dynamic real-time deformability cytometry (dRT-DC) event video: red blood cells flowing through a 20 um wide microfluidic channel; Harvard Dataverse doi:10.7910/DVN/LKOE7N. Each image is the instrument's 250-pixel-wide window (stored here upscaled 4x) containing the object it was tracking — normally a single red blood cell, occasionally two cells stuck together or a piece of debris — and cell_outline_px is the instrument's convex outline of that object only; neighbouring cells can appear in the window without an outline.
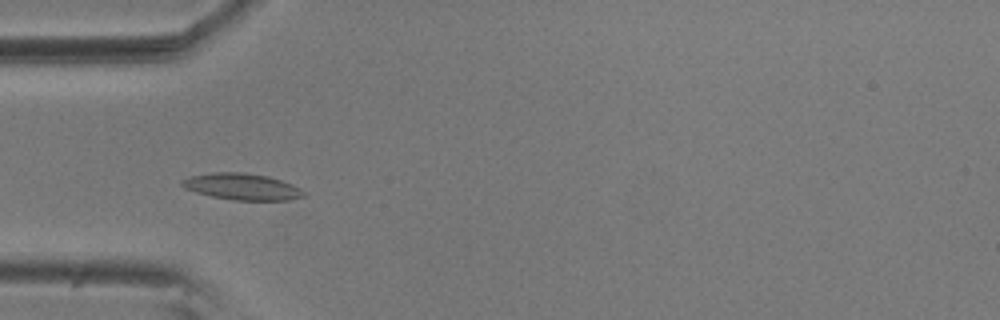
{"species": "common noctule bat (a hibernating species)", "species_latin": "Nyctalus noctula", "temperature_condition": "room temperature", "stored_images_in_passage": 57, "camera_frame_rate_fps": 3000, "um_per_image_px": 0.085, "animal": {"sex": "male", "body_mass_g": 20.5, "forearm_length_mm": 52.5}, "frame": {"image": 1, "passage_image": 17, "time_ms": 5.333, "image_size_px": [1000, 320], "cell_outline_px": [[308, 196], [288, 200], [232, 200], [212, 196], [196, 192], [184, 188], [180, 184], [180, 180], [188, 176], [212, 172], [244, 172], [268, 176], [292, 184], [308, 192]], "centroid_in_image_um": [20.59, 15.86], "position_along_channel_um": 64.4, "area_um2": 19.07}}
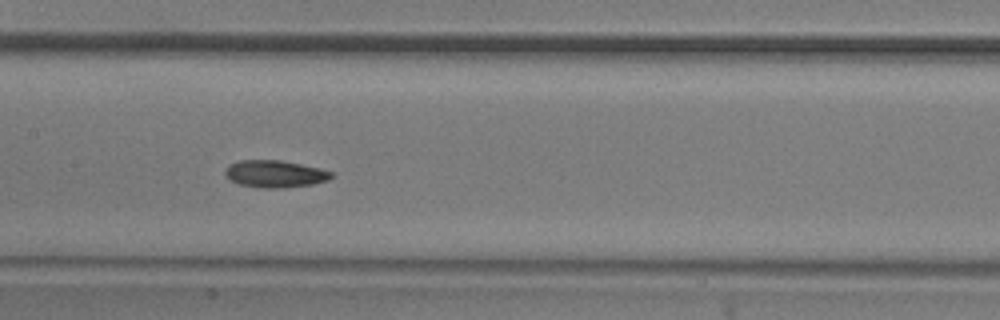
{"frame": {"image": 2, "passage_image": 27, "time_ms": 8.667, "image_size_px": [1000, 320], "cell_outline_px": [[332, 176], [328, 180], [312, 184], [284, 188], [260, 188], [240, 184], [232, 180], [224, 172], [228, 164], [240, 160], [280, 160], [320, 168], [332, 172]], "centroid_in_image_um": [23.37, 14.78], "position_along_channel_um": 184.0, "area_um2": 16.7}}
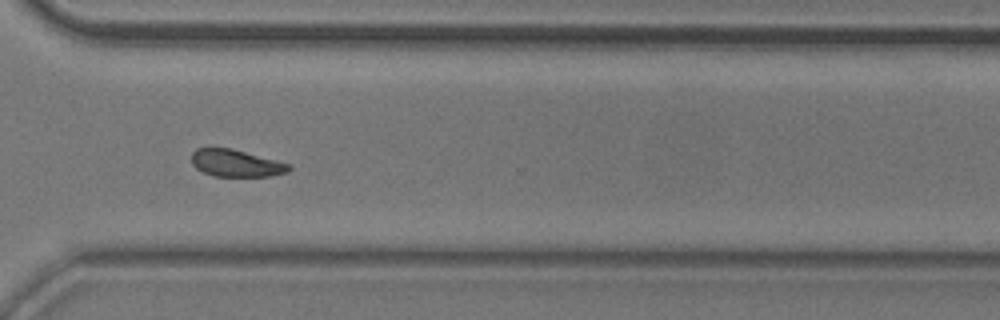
{"frame": {"image": 3, "passage_image": 41, "time_ms": 13.333, "image_size_px": [1000, 320], "cell_outline_px": [[292, 168], [288, 172], [268, 176], [212, 176], [196, 168], [192, 164], [192, 152], [196, 148], [232, 148], [292, 164]], "centroid_in_image_um": [20.09, 13.87], "position_along_channel_um": 350.5, "area_um2": 15.49}, "authors_computed_cell_mechanics": {"area_um2": 16.6464, "velocity_mm_per_s": 3.5784, "shape_relaxation_time_tau1_ms": 4.0577, "shape_relaxation_time_tau2_ms": 6.118, "deformation_change_tau1": 0.1096, "deformation_change_tau2": 0.1104}}